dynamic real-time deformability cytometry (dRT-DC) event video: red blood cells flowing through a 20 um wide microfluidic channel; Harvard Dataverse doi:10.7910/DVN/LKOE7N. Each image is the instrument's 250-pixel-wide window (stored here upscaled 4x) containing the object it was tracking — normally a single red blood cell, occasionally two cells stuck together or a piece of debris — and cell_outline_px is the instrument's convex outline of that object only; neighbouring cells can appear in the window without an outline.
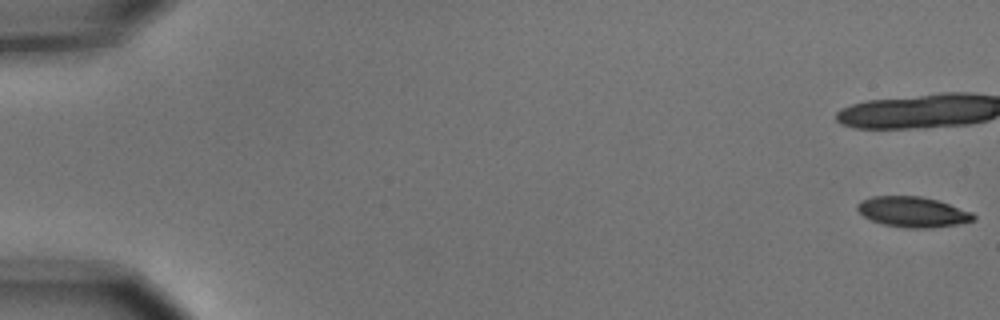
{"species": "common noctule bat (a hibernating species)", "species_latin": "Nyctalus noctula", "temperature_condition": "cold", "stored_images_in_passage": 3, "camera_frame_rate_fps": 3000, "um_per_image_px": 0.085, "animal": {"sex": "male", "body_mass_g": 15.6}, "frame": {"image": 1, "passage_image": 1, "time_ms": 0.0, "image_size_px": [1000, 320], "cell_outline_px": [[976, 220], [956, 224], [928, 228], [904, 228], [884, 224], [872, 220], [864, 216], [856, 208], [856, 204], [860, 200], [872, 196], [920, 196], [936, 200], [972, 212], [976, 216]], "centroid_in_image_um": [77.56, 18.01], "position_along_channel_um": 7.4, "area_um2": 20.46}}